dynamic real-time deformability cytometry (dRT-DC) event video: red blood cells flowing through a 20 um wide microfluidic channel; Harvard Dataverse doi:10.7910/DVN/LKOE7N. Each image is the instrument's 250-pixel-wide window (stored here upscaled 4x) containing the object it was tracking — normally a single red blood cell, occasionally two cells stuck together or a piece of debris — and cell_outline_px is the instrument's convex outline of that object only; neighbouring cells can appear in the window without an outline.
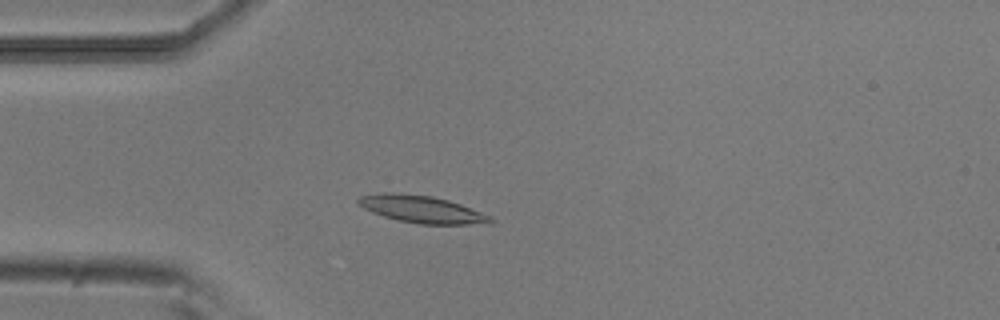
{"species": "common noctule bat (a hibernating species)", "species_latin": "Nyctalus noctula", "temperature_condition": "room temperature", "stored_images_in_passage": 52, "camera_frame_rate_fps": 3000, "um_per_image_px": 0.085, "animal": {"sex": "male", "body_mass_g": 20.5, "forearm_length_mm": 52.5}, "frame": {"image": 1, "passage_image": 13, "time_ms": 4.0, "image_size_px": [1000, 320], "cell_outline_px": [[496, 220], [492, 224], [420, 224], [400, 220], [384, 216], [372, 212], [356, 204], [356, 200], [360, 196], [380, 192], [392, 192], [432, 196], [448, 200], [460, 204], [492, 216]], "centroid_in_image_um": [35.87, 17.78], "position_along_channel_um": 49.1, "area_um2": 21.1}}
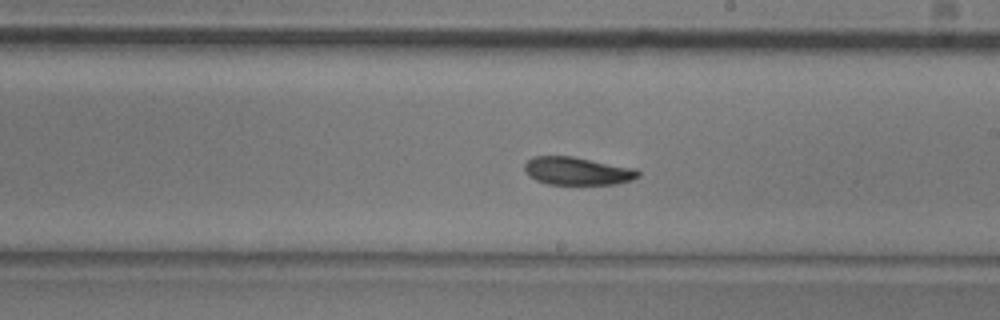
{"frame": {"image": 2, "passage_image": 29, "time_ms": 9.333, "image_size_px": [1000, 320], "cell_outline_px": [[640, 176], [632, 180], [616, 184], [548, 184], [536, 180], [528, 176], [524, 172], [524, 164], [532, 156], [572, 156], [636, 168], [640, 172]], "centroid_in_image_um": [49.07, 14.53], "position_along_channel_um": 239.9, "area_um2": 18.67}}
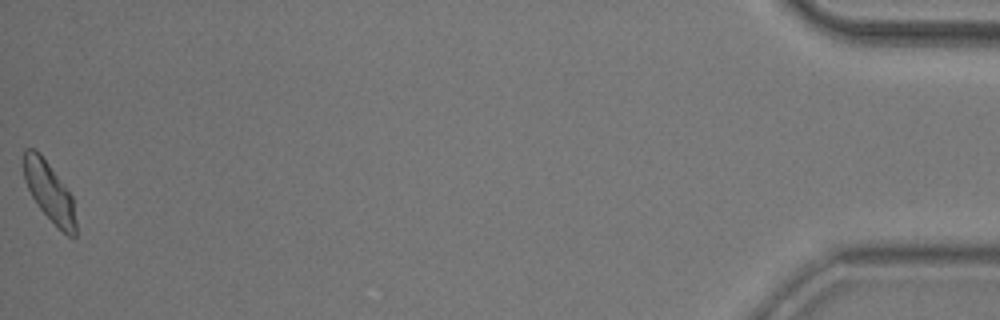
{"frame": {"image": 3, "passage_image": 52, "time_ms": 17.0, "image_size_px": [1000, 320], "cell_outline_px": [[76, 236], [68, 236], [40, 208], [32, 196], [24, 180], [24, 148], [36, 148], [64, 184], [72, 196], [76, 220]], "centroid_in_image_um": [4.19, 16.27], "position_along_channel_um": 431.0, "area_um2": 17.69}, "authors_computed_cell_mechanics": {"area_um2": 19.1607, "velocity_mm_per_s": 3.7837, "shape_relaxation_time_tau1_ms": 3.5812, "shape_relaxation_time_tau2_ms": 5.9257, "deformation_change_tau1": 0.1279, "deformation_change_tau2": 0.0819}}